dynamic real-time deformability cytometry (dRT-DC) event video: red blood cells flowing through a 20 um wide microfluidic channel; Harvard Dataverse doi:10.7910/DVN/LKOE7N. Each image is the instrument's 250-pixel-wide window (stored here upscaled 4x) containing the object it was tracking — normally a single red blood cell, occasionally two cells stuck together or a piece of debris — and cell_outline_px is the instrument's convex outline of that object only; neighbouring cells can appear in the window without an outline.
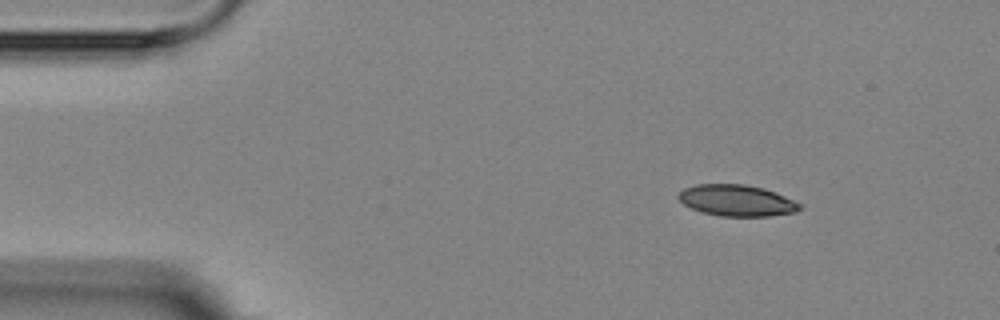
{"species": "Egyptian fruit bat (a non-hibernating species)", "species_latin": "Rousettus aegyptiacus", "temperature_condition": "room temperature", "stored_images_in_passage": 4, "camera_frame_rate_fps": 3000, "um_per_image_px": 0.085, "animal": {"sex": "female"}, "frame": {"image": 1, "passage_image": 1, "time_ms": 0.0, "image_size_px": [1000, 320], "cell_outline_px": [[804, 208], [796, 212], [768, 216], [720, 216], [704, 212], [692, 208], [684, 204], [676, 196], [684, 188], [696, 184], [744, 184], [764, 188], [776, 192], [804, 204]], "centroid_in_image_um": [62.69, 17.03], "position_along_channel_um": 22.3, "area_um2": 22.31}}
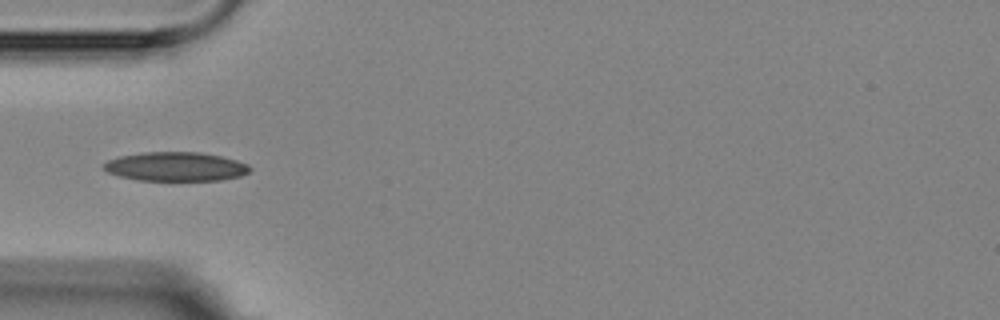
{"frame": {"image": 2, "passage_image": 3, "time_ms": 3.333, "image_size_px": [1000, 320], "cell_outline_px": [[252, 168], [248, 172], [240, 176], [220, 180], [136, 180], [120, 176], [108, 172], [104, 168], [104, 164], [108, 160], [120, 156], [144, 152], [200, 152], [220, 156], [236, 160], [248, 164]], "centroid_in_image_um": [14.95, 14.16], "position_along_channel_um": 70.0, "area_um2": 24.57}}
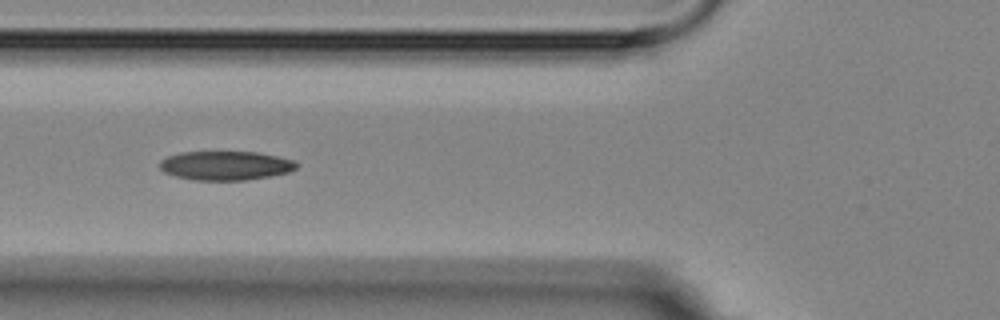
{"frame": {"image": 3, "passage_image": 4, "time_ms": 4.333, "image_size_px": [1000, 320], "cell_outline_px": [[300, 164], [296, 168], [288, 172], [268, 176], [244, 180], [196, 180], [176, 176], [164, 172], [160, 168], [160, 160], [168, 156], [180, 152], [256, 152], [276, 156], [292, 160]], "centroid_in_image_um": [19.16, 14.07], "position_along_channel_um": 106.6, "area_um2": 22.95}}